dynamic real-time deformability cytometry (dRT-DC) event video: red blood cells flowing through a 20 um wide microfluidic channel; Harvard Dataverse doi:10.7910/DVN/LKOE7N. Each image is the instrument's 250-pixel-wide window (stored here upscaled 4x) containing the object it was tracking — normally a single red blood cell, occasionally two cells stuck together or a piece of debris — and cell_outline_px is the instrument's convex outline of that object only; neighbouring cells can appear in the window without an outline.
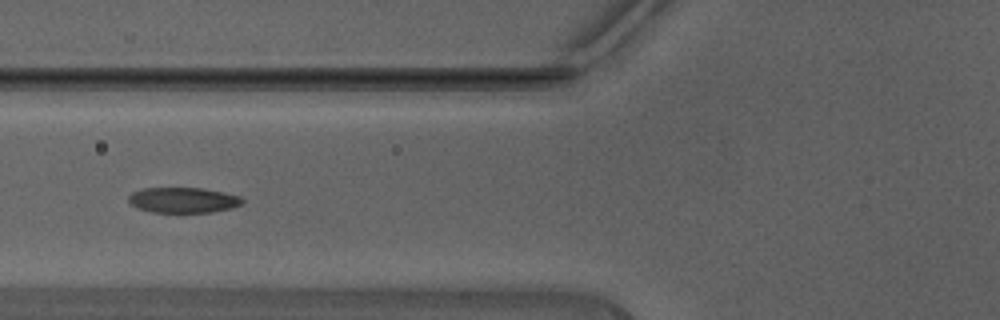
{"species": "Egyptian fruit bat (a non-hibernating species)", "species_latin": "Rousettus aegyptiacus", "temperature_condition": "warm", "stored_images_in_passage": 39, "camera_frame_rate_fps": 3000, "um_per_image_px": 0.085, "animal": {"sex": "male"}, "frame": {"image": 1, "passage_image": 11, "time_ms": 3.333, "image_size_px": [1000, 320], "cell_outline_px": [[244, 200], [240, 204], [232, 208], [212, 212], [152, 212], [136, 208], [128, 200], [128, 196], [132, 192], [144, 188], [200, 188], [240, 196]], "centroid_in_image_um": [15.53, 17.01], "position_along_channel_um": 110.3, "area_um2": 16.7}}
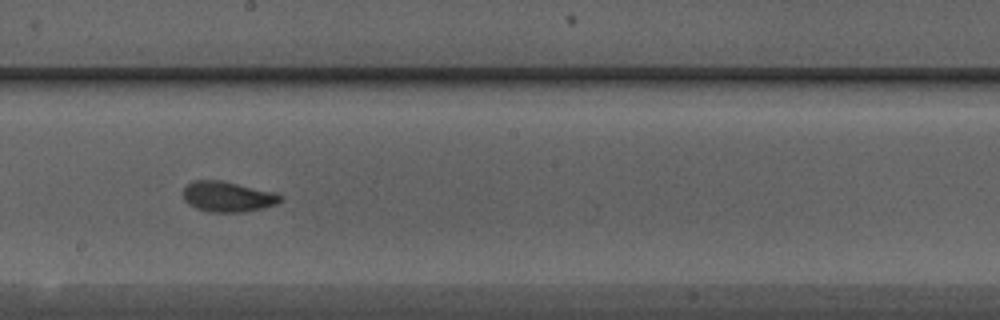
{"frame": {"image": 2, "passage_image": 19, "time_ms": 6.0, "image_size_px": [1000, 320], "cell_outline_px": [[284, 200], [276, 204], [264, 208], [240, 212], [208, 212], [196, 208], [188, 204], [184, 200], [184, 184], [192, 180], [224, 180], [276, 192], [284, 196]], "centroid_in_image_um": [19.38, 16.7], "position_along_channel_um": 228.8, "area_um2": 17.69}}
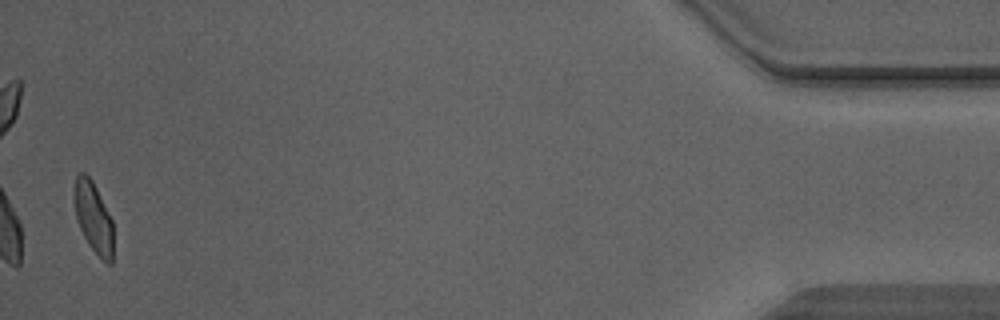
{"frame": {"image": 3, "passage_image": 38, "time_ms": 12.333, "image_size_px": [1000, 320], "cell_outline_px": [[112, 264], [108, 264], [88, 244], [80, 228], [76, 216], [72, 196], [72, 192], [76, 176], [80, 172], [84, 172], [92, 180], [112, 220]], "centroid_in_image_um": [7.9, 18.42], "position_along_channel_um": 427.3, "area_um2": 15.95}, "authors_computed_cell_mechanics": {"area_um2": 17.2244, "velocity_mm_per_s": 4.45, "shape_relaxation_time_tau1_ms": 2.9777, "shape_relaxation_time_tau2_ms": 1.2342, "deformation_change_tau1": 0.1453, "deformation_change_tau2": 0.0666}}